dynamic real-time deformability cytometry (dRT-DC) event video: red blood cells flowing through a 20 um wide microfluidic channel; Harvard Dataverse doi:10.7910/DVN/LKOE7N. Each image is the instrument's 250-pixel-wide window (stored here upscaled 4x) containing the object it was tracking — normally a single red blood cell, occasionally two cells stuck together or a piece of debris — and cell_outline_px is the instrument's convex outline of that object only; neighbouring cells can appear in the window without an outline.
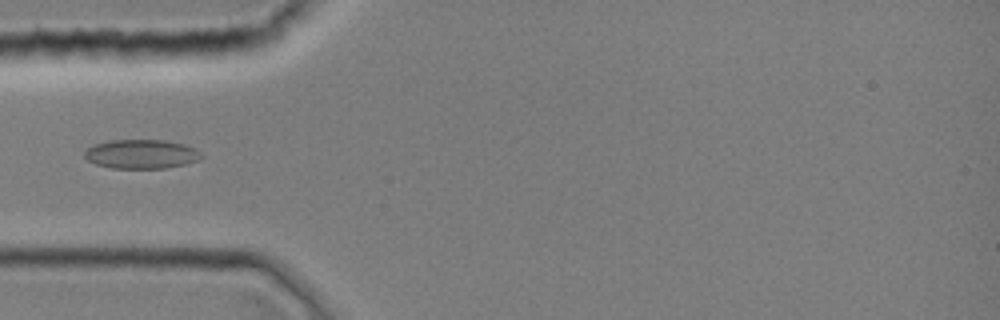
{"species": "common noctule bat (a hibernating species)", "species_latin": "Nyctalus noctula", "temperature_condition": "room temperature", "stored_images_in_passage": 43, "camera_frame_rate_fps": 3000, "um_per_image_px": 0.085, "animal": {"sex": "female", "body_mass_g": 19.0, "forearm_length_mm": 51.5}, "frame": {"image": 1, "passage_image": 13, "time_ms": 4.0, "image_size_px": [1000, 320], "cell_outline_px": [[204, 156], [200, 160], [184, 164], [164, 168], [112, 168], [96, 164], [88, 160], [84, 156], [84, 152], [92, 144], [112, 140], [164, 140], [184, 144], [196, 148]], "centroid_in_image_um": [12.03, 13.09], "position_along_channel_um": 73.0, "area_um2": 19.88}}
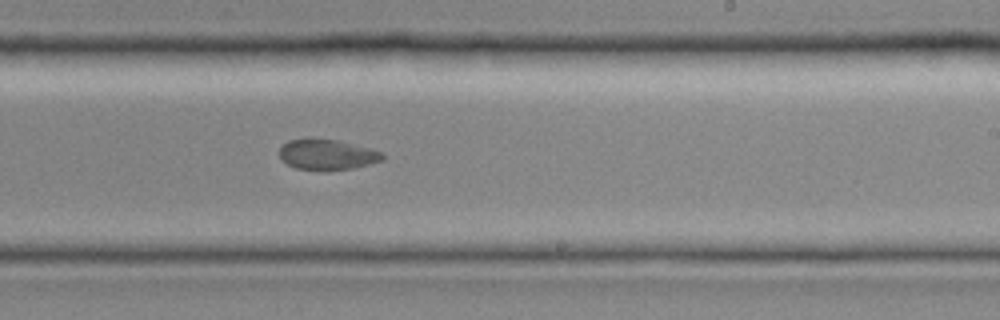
{"frame": {"image": 2, "passage_image": 26, "time_ms": 8.333, "image_size_px": [1000, 320], "cell_outline_px": [[384, 160], [352, 168], [324, 172], [296, 168], [280, 160], [280, 148], [288, 140], [308, 136], [312, 136], [340, 140], [372, 148], [384, 152]], "centroid_in_image_um": [27.8, 13.11], "position_along_channel_um": 261.2, "area_um2": 19.25}}
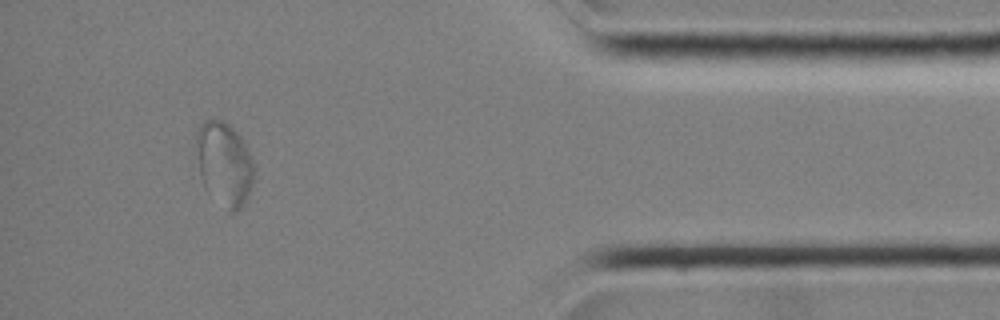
{"frame": {"image": 3, "passage_image": 39, "time_ms": 12.667, "image_size_px": [1000, 320], "cell_outline_px": [[252, 184], [248, 196], [244, 204], [240, 208], [232, 212], [228, 212], [204, 188], [200, 176], [192, 148], [196, 128], [204, 120], [224, 120], [240, 136], [252, 156]], "centroid_in_image_um": [18.97, 13.89], "position_along_channel_um": 416.2, "area_um2": 28.84}}